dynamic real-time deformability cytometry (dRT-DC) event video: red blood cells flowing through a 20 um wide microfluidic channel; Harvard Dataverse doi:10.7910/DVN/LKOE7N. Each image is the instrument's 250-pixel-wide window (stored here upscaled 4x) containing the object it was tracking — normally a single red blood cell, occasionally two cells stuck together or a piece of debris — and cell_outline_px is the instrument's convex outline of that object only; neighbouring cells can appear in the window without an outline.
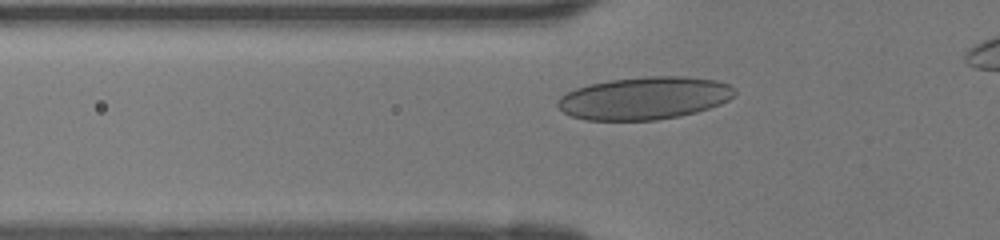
{"species": "human", "species_latin": "Homo sapiens", "temperature_condition": "room temperature", "stored_images_in_passage": 30, "camera_frame_rate_fps": 3000, "um_per_image_px": 0.085, "donor": {"sex": "female"}, "frame": {"image": 1, "passage_image": 4, "time_ms": 1.0, "image_size_px": [1000, 240], "cell_outline_px": [[736, 92], [728, 100], [720, 104], [696, 112], [680, 116], [656, 120], [584, 120], [572, 116], [564, 112], [556, 104], [560, 96], [576, 88], [588, 84], [608, 80], [648, 76], [684, 76], [716, 80], [728, 84], [736, 88]], "centroid_in_image_um": [54.77, 8.34], "position_along_channel_um": 71.0, "area_um2": 44.04}}
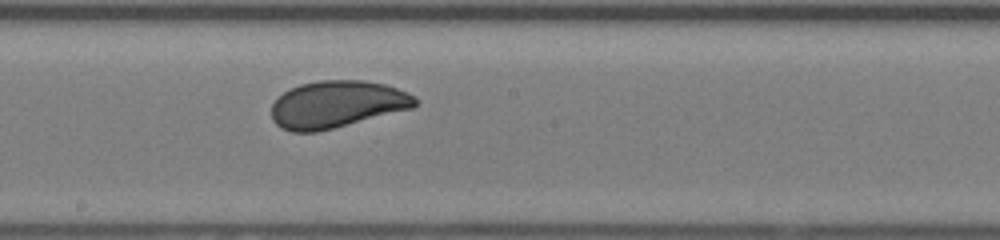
{"frame": {"image": 2, "passage_image": 14, "time_ms": 4.333, "image_size_px": [1000, 240], "cell_outline_px": [[420, 100], [412, 108], [316, 132], [292, 132], [280, 128], [272, 120], [272, 104], [276, 96], [300, 84], [320, 80], [364, 80], [384, 84], [408, 92], [416, 96]], "centroid_in_image_um": [28.62, 8.86], "position_along_channel_um": 219.6, "area_um2": 39.42}}
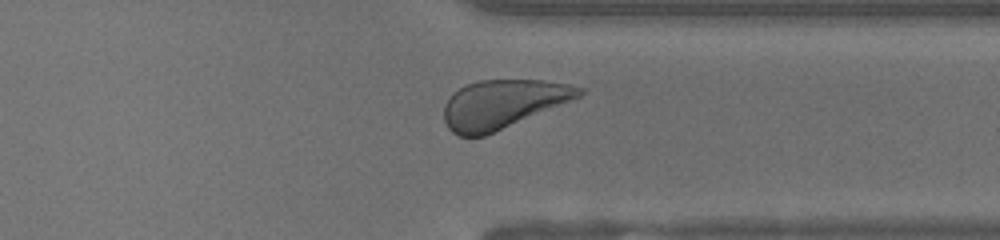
{"frame": {"image": 3, "passage_image": 24, "time_ms": 7.667, "image_size_px": [1000, 240], "cell_outline_px": [[584, 92], [580, 96], [484, 136], [460, 136], [452, 132], [448, 128], [444, 120], [444, 104], [460, 88], [468, 84], [480, 80], [544, 80], [568, 84], [584, 88]], "centroid_in_image_um": [42.72, 8.84], "position_along_channel_um": 368.7, "area_um2": 37.51}}